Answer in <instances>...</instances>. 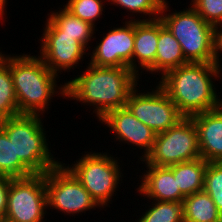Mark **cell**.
I'll list each match as a JSON object with an SVG mask.
<instances>
[{"label":"cell","instance_id":"cell-26","mask_svg":"<svg viewBox=\"0 0 222 222\" xmlns=\"http://www.w3.org/2000/svg\"><path fill=\"white\" fill-rule=\"evenodd\" d=\"M204 191L212 198L222 214V162H208L205 171Z\"/></svg>","mask_w":222,"mask_h":222},{"label":"cell","instance_id":"cell-31","mask_svg":"<svg viewBox=\"0 0 222 222\" xmlns=\"http://www.w3.org/2000/svg\"><path fill=\"white\" fill-rule=\"evenodd\" d=\"M5 55V53H2V51H0V63L4 60Z\"/></svg>","mask_w":222,"mask_h":222},{"label":"cell","instance_id":"cell-27","mask_svg":"<svg viewBox=\"0 0 222 222\" xmlns=\"http://www.w3.org/2000/svg\"><path fill=\"white\" fill-rule=\"evenodd\" d=\"M190 5L209 24H222V0H191Z\"/></svg>","mask_w":222,"mask_h":222},{"label":"cell","instance_id":"cell-5","mask_svg":"<svg viewBox=\"0 0 222 222\" xmlns=\"http://www.w3.org/2000/svg\"><path fill=\"white\" fill-rule=\"evenodd\" d=\"M168 5L165 0L159 18L180 43L185 59L194 63H214V26L207 23L190 4L178 12H170Z\"/></svg>","mask_w":222,"mask_h":222},{"label":"cell","instance_id":"cell-24","mask_svg":"<svg viewBox=\"0 0 222 222\" xmlns=\"http://www.w3.org/2000/svg\"><path fill=\"white\" fill-rule=\"evenodd\" d=\"M164 1L165 0H108V2L111 3V5L112 4L115 6L117 5V7L119 6L123 8V10L125 9L126 12H130V17L127 16V19L130 21L153 20L159 18ZM135 15L136 16L138 15L142 19H140L139 17L135 19Z\"/></svg>","mask_w":222,"mask_h":222},{"label":"cell","instance_id":"cell-25","mask_svg":"<svg viewBox=\"0 0 222 222\" xmlns=\"http://www.w3.org/2000/svg\"><path fill=\"white\" fill-rule=\"evenodd\" d=\"M108 0H68L63 7L70 11L74 16H77L83 21H87L94 27L97 25L96 21L103 17L104 2ZM104 3V4H103ZM104 7V8H103Z\"/></svg>","mask_w":222,"mask_h":222},{"label":"cell","instance_id":"cell-17","mask_svg":"<svg viewBox=\"0 0 222 222\" xmlns=\"http://www.w3.org/2000/svg\"><path fill=\"white\" fill-rule=\"evenodd\" d=\"M189 63L182 52L180 43L158 18V44L155 57V75L162 78L167 72Z\"/></svg>","mask_w":222,"mask_h":222},{"label":"cell","instance_id":"cell-13","mask_svg":"<svg viewBox=\"0 0 222 222\" xmlns=\"http://www.w3.org/2000/svg\"><path fill=\"white\" fill-rule=\"evenodd\" d=\"M99 121L113 133L115 142L118 140L119 144H132L143 150V155L138 156L140 161L151 152L157 133L138 120L126 106L109 111Z\"/></svg>","mask_w":222,"mask_h":222},{"label":"cell","instance_id":"cell-22","mask_svg":"<svg viewBox=\"0 0 222 222\" xmlns=\"http://www.w3.org/2000/svg\"><path fill=\"white\" fill-rule=\"evenodd\" d=\"M33 173L15 156L13 143L7 133L0 127V176L21 178Z\"/></svg>","mask_w":222,"mask_h":222},{"label":"cell","instance_id":"cell-16","mask_svg":"<svg viewBox=\"0 0 222 222\" xmlns=\"http://www.w3.org/2000/svg\"><path fill=\"white\" fill-rule=\"evenodd\" d=\"M158 44V18L134 21V49L132 71L139 77L145 71L155 74ZM142 70L141 72H139ZM141 73V74H139Z\"/></svg>","mask_w":222,"mask_h":222},{"label":"cell","instance_id":"cell-32","mask_svg":"<svg viewBox=\"0 0 222 222\" xmlns=\"http://www.w3.org/2000/svg\"><path fill=\"white\" fill-rule=\"evenodd\" d=\"M0 222H5V220L3 218H0Z\"/></svg>","mask_w":222,"mask_h":222},{"label":"cell","instance_id":"cell-28","mask_svg":"<svg viewBox=\"0 0 222 222\" xmlns=\"http://www.w3.org/2000/svg\"><path fill=\"white\" fill-rule=\"evenodd\" d=\"M222 52V24L214 26V38H213V56L214 63L221 68V58H219Z\"/></svg>","mask_w":222,"mask_h":222},{"label":"cell","instance_id":"cell-30","mask_svg":"<svg viewBox=\"0 0 222 222\" xmlns=\"http://www.w3.org/2000/svg\"><path fill=\"white\" fill-rule=\"evenodd\" d=\"M8 1L7 0H0V19L3 20L4 17V14L6 11V8H7V3Z\"/></svg>","mask_w":222,"mask_h":222},{"label":"cell","instance_id":"cell-15","mask_svg":"<svg viewBox=\"0 0 222 222\" xmlns=\"http://www.w3.org/2000/svg\"><path fill=\"white\" fill-rule=\"evenodd\" d=\"M191 118L198 134L200 157L206 162H222V105Z\"/></svg>","mask_w":222,"mask_h":222},{"label":"cell","instance_id":"cell-10","mask_svg":"<svg viewBox=\"0 0 222 222\" xmlns=\"http://www.w3.org/2000/svg\"><path fill=\"white\" fill-rule=\"evenodd\" d=\"M137 87L138 85L129 93L126 107L155 133L168 130L184 118L158 84L154 87L155 89H149L152 91L141 92Z\"/></svg>","mask_w":222,"mask_h":222},{"label":"cell","instance_id":"cell-20","mask_svg":"<svg viewBox=\"0 0 222 222\" xmlns=\"http://www.w3.org/2000/svg\"><path fill=\"white\" fill-rule=\"evenodd\" d=\"M182 204L184 222H222V214L204 190L186 196Z\"/></svg>","mask_w":222,"mask_h":222},{"label":"cell","instance_id":"cell-9","mask_svg":"<svg viewBox=\"0 0 222 222\" xmlns=\"http://www.w3.org/2000/svg\"><path fill=\"white\" fill-rule=\"evenodd\" d=\"M47 213L45 174L11 178L4 217L6 222H45Z\"/></svg>","mask_w":222,"mask_h":222},{"label":"cell","instance_id":"cell-3","mask_svg":"<svg viewBox=\"0 0 222 222\" xmlns=\"http://www.w3.org/2000/svg\"><path fill=\"white\" fill-rule=\"evenodd\" d=\"M10 70L19 114L42 116L50 108L52 97L61 94L64 99L65 82L59 86L60 76L53 73L38 55L10 54Z\"/></svg>","mask_w":222,"mask_h":222},{"label":"cell","instance_id":"cell-11","mask_svg":"<svg viewBox=\"0 0 222 222\" xmlns=\"http://www.w3.org/2000/svg\"><path fill=\"white\" fill-rule=\"evenodd\" d=\"M44 25L38 55L44 64L57 75L79 66L87 57V50L74 37L61 36V31L48 18Z\"/></svg>","mask_w":222,"mask_h":222},{"label":"cell","instance_id":"cell-23","mask_svg":"<svg viewBox=\"0 0 222 222\" xmlns=\"http://www.w3.org/2000/svg\"><path fill=\"white\" fill-rule=\"evenodd\" d=\"M135 221L136 222H184L182 202L155 201ZM141 217V218H140Z\"/></svg>","mask_w":222,"mask_h":222},{"label":"cell","instance_id":"cell-6","mask_svg":"<svg viewBox=\"0 0 222 222\" xmlns=\"http://www.w3.org/2000/svg\"><path fill=\"white\" fill-rule=\"evenodd\" d=\"M120 159L108 152L85 151L72 165L63 163L81 182L97 204L110 207L123 179ZM121 166V167H120ZM121 178V179H120ZM121 181V183H120ZM120 184V185H118ZM115 192V193H114ZM115 194V195H114Z\"/></svg>","mask_w":222,"mask_h":222},{"label":"cell","instance_id":"cell-19","mask_svg":"<svg viewBox=\"0 0 222 222\" xmlns=\"http://www.w3.org/2000/svg\"><path fill=\"white\" fill-rule=\"evenodd\" d=\"M208 162L203 158L169 166L180 192L186 197L204 190L205 171Z\"/></svg>","mask_w":222,"mask_h":222},{"label":"cell","instance_id":"cell-8","mask_svg":"<svg viewBox=\"0 0 222 222\" xmlns=\"http://www.w3.org/2000/svg\"><path fill=\"white\" fill-rule=\"evenodd\" d=\"M47 210L54 209L71 217L101 207L86 191L81 182L63 164L45 173ZM82 212V213H81Z\"/></svg>","mask_w":222,"mask_h":222},{"label":"cell","instance_id":"cell-29","mask_svg":"<svg viewBox=\"0 0 222 222\" xmlns=\"http://www.w3.org/2000/svg\"><path fill=\"white\" fill-rule=\"evenodd\" d=\"M10 181V177L0 176V218L3 219L6 214L7 197Z\"/></svg>","mask_w":222,"mask_h":222},{"label":"cell","instance_id":"cell-2","mask_svg":"<svg viewBox=\"0 0 222 222\" xmlns=\"http://www.w3.org/2000/svg\"><path fill=\"white\" fill-rule=\"evenodd\" d=\"M221 69L215 63L189 62L167 72L157 84L184 117H191L222 105L221 92L213 82L222 79Z\"/></svg>","mask_w":222,"mask_h":222},{"label":"cell","instance_id":"cell-7","mask_svg":"<svg viewBox=\"0 0 222 222\" xmlns=\"http://www.w3.org/2000/svg\"><path fill=\"white\" fill-rule=\"evenodd\" d=\"M200 158L198 134L191 117H184L175 126L158 133L151 152L141 162L169 167Z\"/></svg>","mask_w":222,"mask_h":222},{"label":"cell","instance_id":"cell-21","mask_svg":"<svg viewBox=\"0 0 222 222\" xmlns=\"http://www.w3.org/2000/svg\"><path fill=\"white\" fill-rule=\"evenodd\" d=\"M19 115L13 79L10 70V55L0 63V121Z\"/></svg>","mask_w":222,"mask_h":222},{"label":"cell","instance_id":"cell-1","mask_svg":"<svg viewBox=\"0 0 222 222\" xmlns=\"http://www.w3.org/2000/svg\"><path fill=\"white\" fill-rule=\"evenodd\" d=\"M87 64L82 74L66 80L65 99H74L81 105L94 108L93 113L98 120L109 111L125 107L129 93L137 85L140 89V77L129 67H96Z\"/></svg>","mask_w":222,"mask_h":222},{"label":"cell","instance_id":"cell-12","mask_svg":"<svg viewBox=\"0 0 222 222\" xmlns=\"http://www.w3.org/2000/svg\"><path fill=\"white\" fill-rule=\"evenodd\" d=\"M104 33L102 39L91 48L89 63L96 67H129L132 70L134 49V20L122 22Z\"/></svg>","mask_w":222,"mask_h":222},{"label":"cell","instance_id":"cell-4","mask_svg":"<svg viewBox=\"0 0 222 222\" xmlns=\"http://www.w3.org/2000/svg\"><path fill=\"white\" fill-rule=\"evenodd\" d=\"M42 121L40 115L28 114H19L0 121V127L13 143L15 156L33 174H45L62 162L55 159L50 150Z\"/></svg>","mask_w":222,"mask_h":222},{"label":"cell","instance_id":"cell-18","mask_svg":"<svg viewBox=\"0 0 222 222\" xmlns=\"http://www.w3.org/2000/svg\"><path fill=\"white\" fill-rule=\"evenodd\" d=\"M57 11V12H56ZM50 11L48 19L61 31V36L74 37L87 51L91 48V38L95 39V27L87 21L74 16L65 7L59 11ZM88 46V47H87Z\"/></svg>","mask_w":222,"mask_h":222},{"label":"cell","instance_id":"cell-14","mask_svg":"<svg viewBox=\"0 0 222 222\" xmlns=\"http://www.w3.org/2000/svg\"><path fill=\"white\" fill-rule=\"evenodd\" d=\"M142 175H139L141 184L136 193L143 195L147 201L182 202L185 196L177 187L173 171L169 167L145 164Z\"/></svg>","mask_w":222,"mask_h":222}]
</instances>
